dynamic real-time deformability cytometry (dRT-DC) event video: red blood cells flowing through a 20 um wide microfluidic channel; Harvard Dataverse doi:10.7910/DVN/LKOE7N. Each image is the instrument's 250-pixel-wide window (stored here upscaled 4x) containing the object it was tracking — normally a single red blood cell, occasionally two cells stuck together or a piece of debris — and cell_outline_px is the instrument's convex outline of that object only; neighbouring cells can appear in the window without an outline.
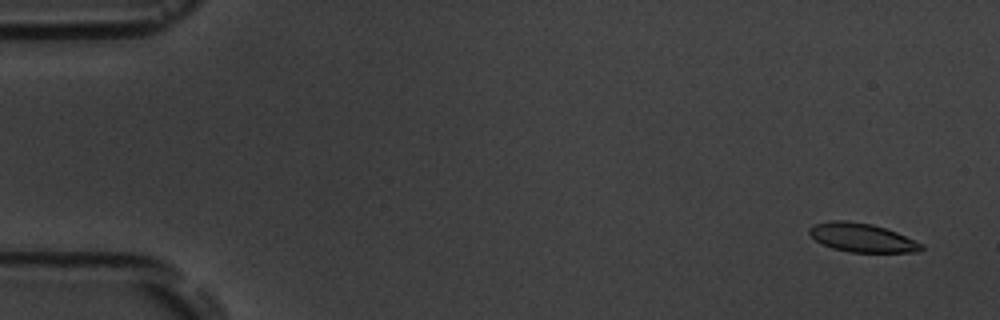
{"species": "common noctule bat (a hibernating species)", "species_latin": "Nyctalus noctula", "temperature_condition": "room temperature", "stored_images_in_passage": 5, "camera_frame_rate_fps": 3000, "um_per_image_px": 0.085, "animal": {"sex": "male", "body_mass_g": 19.5, "forearm_length_mm": 54.6}, "frame": {"image": 1, "passage_image": 1, "time_ms": 0.0, "image_size_px": [1000, 320], "cell_outline_px": [[924, 248], [920, 252], [848, 252], [832, 248], [816, 240], [808, 232], [808, 228], [816, 224], [832, 220], [844, 220], [872, 224], [896, 232], [924, 244]], "centroid_in_image_um": [73.29, 20.21], "position_along_channel_um": 11.7, "area_um2": 18.67}}
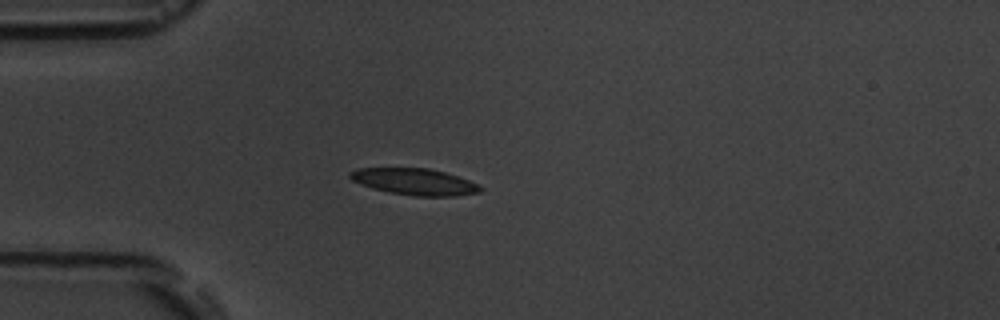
{"frame": {"image": 2, "passage_image": 4, "time_ms": 4.333, "image_size_px": [1000, 320], "cell_outline_px": [[484, 188], [480, 192], [456, 196], [416, 196], [388, 192], [372, 188], [360, 184], [352, 180], [348, 176], [348, 172], [356, 168], [428, 168], [444, 172], [468, 180]], "centroid_in_image_um": [35.19, 15.44], "position_along_channel_um": 49.8, "area_um2": 20.11}}